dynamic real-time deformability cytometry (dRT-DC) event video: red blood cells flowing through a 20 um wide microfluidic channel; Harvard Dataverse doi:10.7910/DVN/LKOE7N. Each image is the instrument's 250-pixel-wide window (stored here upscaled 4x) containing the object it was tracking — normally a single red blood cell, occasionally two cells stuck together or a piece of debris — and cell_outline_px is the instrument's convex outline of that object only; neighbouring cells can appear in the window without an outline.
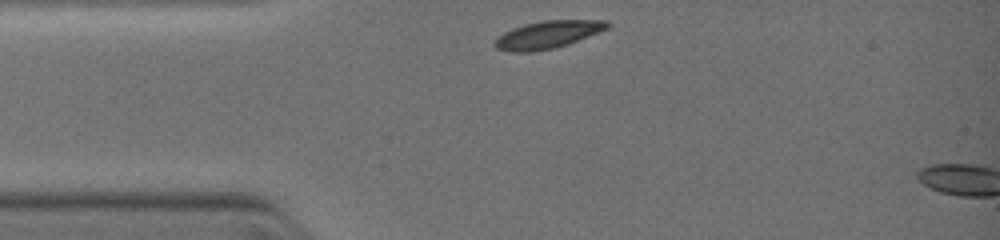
{"species": "common noctule bat (a hibernating species)", "species_latin": "Nyctalus noctula", "temperature_condition": "warm", "stored_images_in_passage": 2, "camera_frame_rate_fps": 3000, "um_per_image_px": 0.085, "animal": {"sex": "female", "body_mass_g": 19.0, "forearm_length_mm": 51.5}, "frame": {"image": 1, "passage_image": 1, "time_ms": 0.0, "image_size_px": [1000, 240], "cell_outline_px": [[612, 24], [608, 28], [568, 44], [552, 48], [528, 52], [512, 52], [496, 48], [492, 44], [504, 32], [512, 28], [524, 24], [544, 20], [608, 20]], "centroid_in_image_um": [46.56, 2.93], "position_along_channel_um": 38.4, "area_um2": 17.92}}